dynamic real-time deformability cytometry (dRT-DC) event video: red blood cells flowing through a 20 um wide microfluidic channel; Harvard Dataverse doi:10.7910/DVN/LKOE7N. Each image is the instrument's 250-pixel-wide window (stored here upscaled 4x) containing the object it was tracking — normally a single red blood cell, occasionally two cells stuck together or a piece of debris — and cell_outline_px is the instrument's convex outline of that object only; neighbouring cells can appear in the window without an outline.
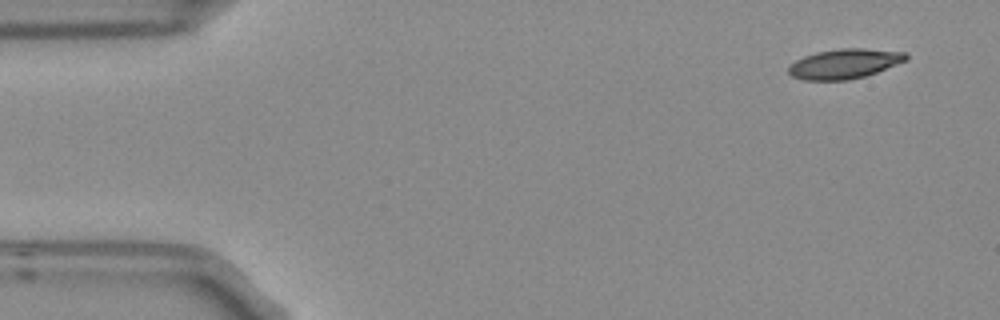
{"species": "Egyptian fruit bat (a non-hibernating species)", "species_latin": "Rousettus aegyptiacus", "temperature_condition": "room temperature", "stored_images_in_passage": 4, "segment_of_instrument_passage": [2, 2], "camera_frame_rate_fps": 3000, "um_per_image_px": 0.085, "frame": {"image": 1, "passage_image": 4, "time_ms": 1.0, "image_size_px": [1000, 320], "cell_outline_px": [[908, 60], [876, 72], [864, 76], [848, 80], [804, 80], [792, 76], [788, 72], [788, 68], [796, 60], [804, 56], [816, 52], [840, 48], [864, 48], [904, 52], [908, 56]], "centroid_in_image_um": [71.78, 5.41], "position_along_channel_um": 13.2, "area_um2": 20.29}}